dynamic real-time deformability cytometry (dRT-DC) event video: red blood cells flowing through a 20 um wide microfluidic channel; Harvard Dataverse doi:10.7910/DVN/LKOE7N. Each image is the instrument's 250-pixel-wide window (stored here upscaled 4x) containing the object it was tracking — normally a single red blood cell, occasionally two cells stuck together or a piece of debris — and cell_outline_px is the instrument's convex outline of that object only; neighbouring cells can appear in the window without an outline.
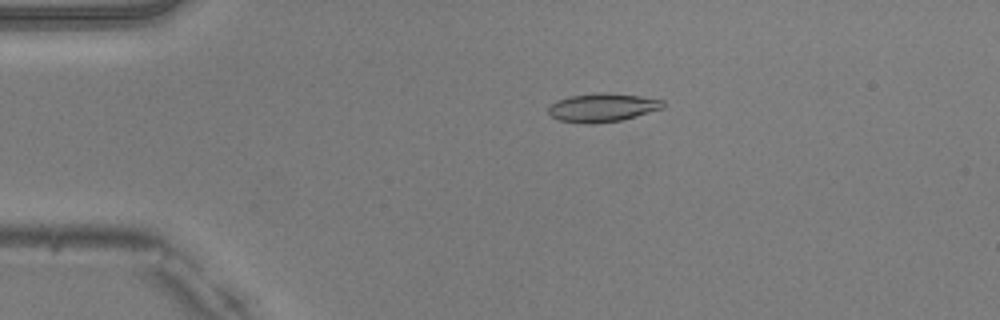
{"species": "common noctule bat (a hibernating species)", "species_latin": "Nyctalus noctula", "temperature_condition": "warm", "stored_images_in_passage": 51, "camera_frame_rate_fps": 3000, "um_per_image_px": 0.085, "animal": {"sex": "male", "body_mass_g": 20.5, "forearm_length_mm": 52.5}, "frame": {"image": 1, "passage_image": 11, "time_ms": 3.333, "image_size_px": [1000, 320], "cell_outline_px": [[664, 108], [624, 120], [596, 124], [580, 124], [560, 120], [552, 116], [548, 112], [548, 108], [556, 100], [568, 96], [600, 92], [608, 92], [640, 96], [664, 100]], "centroid_in_image_um": [51.22, 9.15], "position_along_channel_um": 33.8, "area_um2": 19.42}}
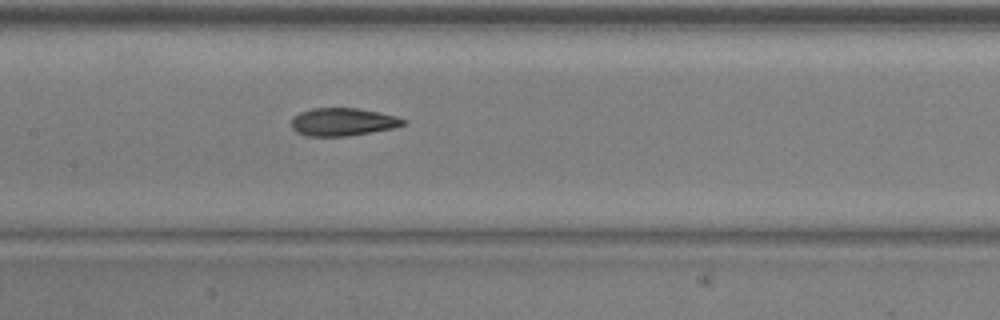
{"frame": {"image": 2, "passage_image": 25, "time_ms": 8.0, "image_size_px": [1000, 320], "cell_outline_px": [[404, 124], [392, 128], [348, 136], [304, 136], [296, 132], [292, 128], [292, 116], [300, 112], [312, 108], [356, 108], [380, 112], [396, 116], [404, 120]], "centroid_in_image_um": [29.08, 10.36], "position_along_channel_um": 178.3, "area_um2": 18.09}}
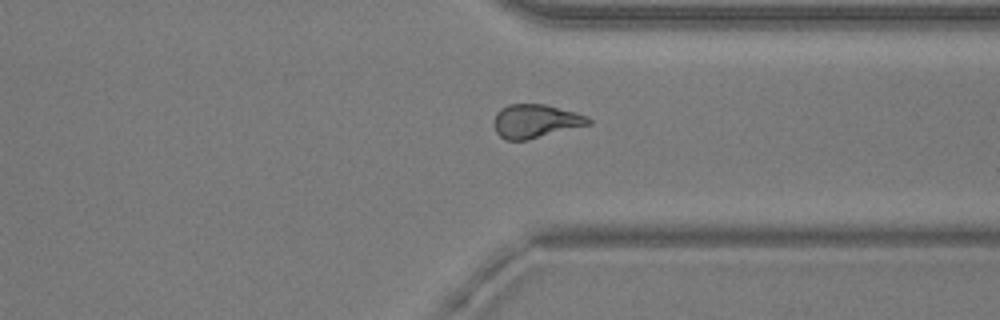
{"frame": {"image": 3, "passage_image": 39, "time_ms": 12.667, "image_size_px": [1000, 320], "cell_outline_px": [[592, 124], [528, 140], [504, 140], [496, 132], [496, 112], [500, 108], [508, 104], [544, 104], [576, 112], [588, 116], [592, 120]], "centroid_in_image_um": [45.57, 10.3], "position_along_channel_um": 365.8, "area_um2": 18.55}, "authors_computed_cell_mechanics": {"area_um2": 18.7272, "velocity_mm_per_s": 4.0291, "shape_relaxation_time_tau1_ms": null, "shape_relaxation_time_tau2_ms": 2.3702, "deformation_change_tau1": null, "deformation_change_tau2": 0.0839}}